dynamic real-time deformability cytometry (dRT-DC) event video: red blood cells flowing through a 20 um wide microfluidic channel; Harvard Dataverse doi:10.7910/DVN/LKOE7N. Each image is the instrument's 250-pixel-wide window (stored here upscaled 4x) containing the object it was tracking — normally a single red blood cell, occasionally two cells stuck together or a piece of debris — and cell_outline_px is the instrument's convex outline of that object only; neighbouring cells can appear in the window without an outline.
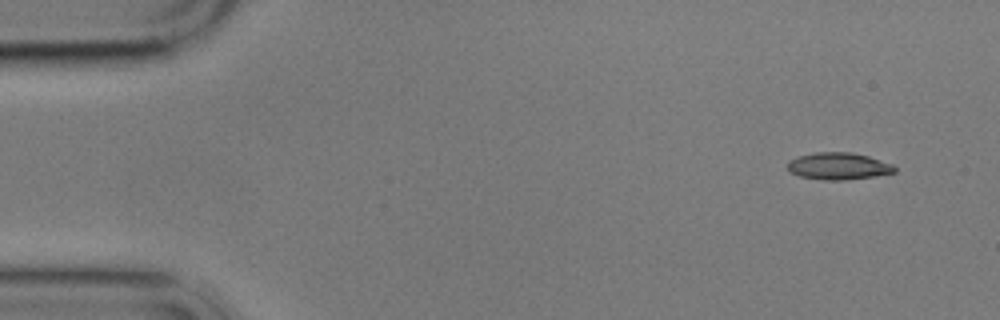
{"species": "common noctule bat (a hibernating species)", "species_latin": "Nyctalus noctula", "temperature_condition": "cold", "stored_images_in_passage": 5, "camera_frame_rate_fps": 3000, "um_per_image_px": 0.085, "animal": {"sex": "male", "body_mass_g": 17.9}, "frame": {"image": 1, "passage_image": 1, "time_ms": 0.0, "image_size_px": [1000, 320], "cell_outline_px": [[896, 172], [876, 176], [844, 180], [824, 180], [800, 176], [792, 172], [788, 168], [788, 160], [800, 156], [816, 152], [852, 152], [868, 156], [892, 164], [896, 168]], "centroid_in_image_um": [71.29, 14.12], "position_along_channel_um": 13.7, "area_um2": 16.76}}
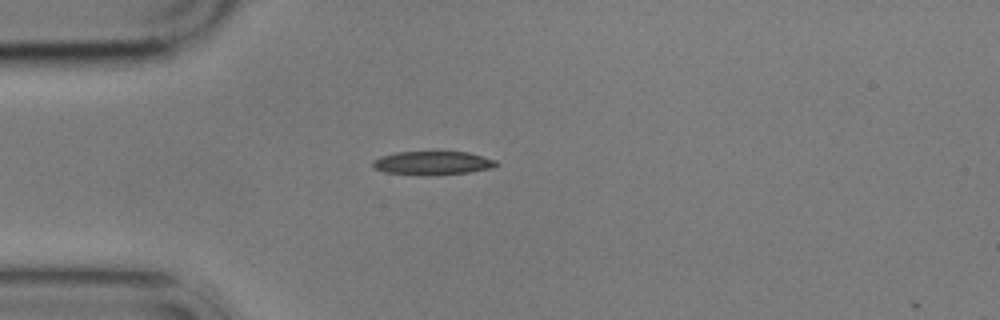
{"frame": {"image": 2, "passage_image": 4, "time_ms": 3.667, "image_size_px": [1000, 320], "cell_outline_px": [[500, 164], [492, 168], [468, 172], [436, 176], [432, 176], [384, 172], [372, 168], [372, 160], [380, 156], [396, 152], [468, 152], [496, 160]], "centroid_in_image_um": [36.75, 13.87], "position_along_channel_um": 48.2, "area_um2": 17.22}}